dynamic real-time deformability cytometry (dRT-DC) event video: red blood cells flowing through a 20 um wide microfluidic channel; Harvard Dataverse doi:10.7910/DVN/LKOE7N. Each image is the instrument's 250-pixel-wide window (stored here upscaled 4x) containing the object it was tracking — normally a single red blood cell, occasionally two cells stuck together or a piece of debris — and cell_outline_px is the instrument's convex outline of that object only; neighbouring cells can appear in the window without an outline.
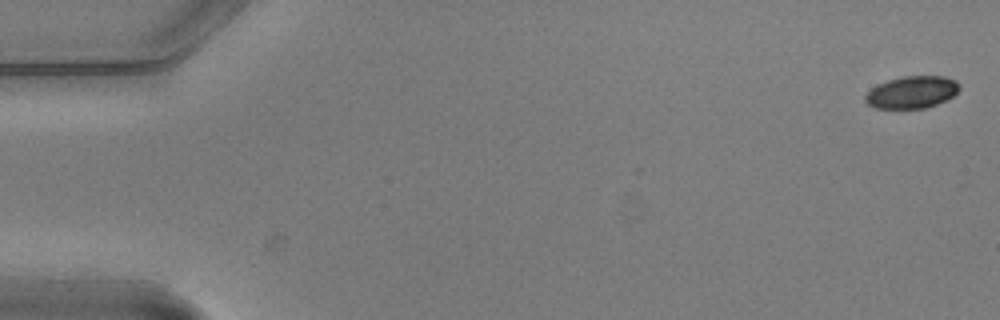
{"species": "common noctule bat (a hibernating species)", "species_latin": "Nyctalus noctula", "temperature_condition": "warm", "stored_images_in_passage": 7, "camera_frame_rate_fps": 3000, "um_per_image_px": 0.085, "animal": {"sex": "male", "body_mass_g": 20.5, "forearm_length_mm": 52.5}, "frame": {"image": 1, "passage_image": 1, "time_ms": 0.0, "image_size_px": [1000, 320], "cell_outline_px": [[960, 88], [948, 100], [924, 108], [876, 108], [868, 104], [864, 100], [864, 96], [876, 84], [888, 80], [904, 76], [944, 76], [956, 80]], "centroid_in_image_um": [77.5, 7.83], "position_along_channel_um": 7.5, "area_um2": 17.63}}
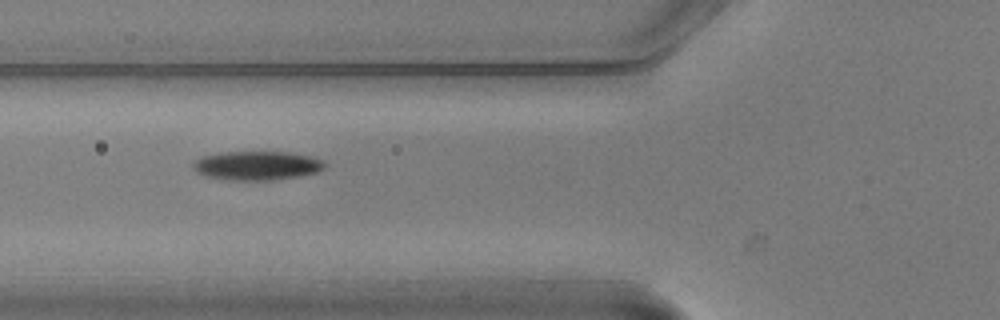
{"frame": {"image": 2, "passage_image": 6, "time_ms": 1.667, "image_size_px": [1000, 320], "cell_outline_px": [[324, 168], [316, 172], [300, 176], [272, 180], [228, 180], [204, 176], [196, 172], [192, 164], [196, 160], [204, 156], [224, 152], [288, 152], [308, 156], [324, 160]], "centroid_in_image_um": [21.83, 14.08], "position_along_channel_um": 104.0, "area_um2": 22.08}}
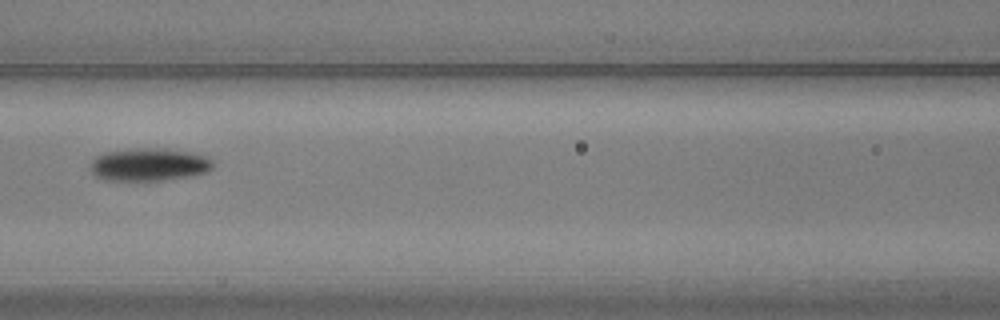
{"frame": {"image": 3, "passage_image": 7, "time_ms": 2.0, "image_size_px": [1000, 320], "cell_outline_px": [[212, 168], [208, 172], [188, 176], [164, 180], [104, 180], [96, 176], [88, 168], [92, 160], [96, 156], [104, 152], [136, 148], [164, 148], [192, 152], [208, 156], [212, 160]], "centroid_in_image_um": [12.66, 13.97], "position_along_channel_um": 153.9, "area_um2": 23.64}}